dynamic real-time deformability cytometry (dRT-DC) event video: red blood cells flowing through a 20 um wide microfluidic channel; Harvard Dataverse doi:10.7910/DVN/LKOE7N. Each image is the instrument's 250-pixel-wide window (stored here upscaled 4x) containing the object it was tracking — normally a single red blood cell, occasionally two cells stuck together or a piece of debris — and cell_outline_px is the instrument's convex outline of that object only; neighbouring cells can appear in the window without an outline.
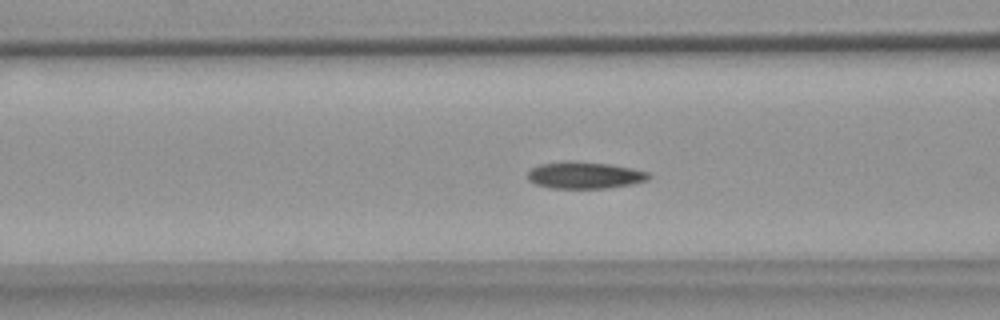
{"species": "common noctule bat (a hibernating species)", "species_latin": "Nyctalus noctula", "temperature_condition": "warm", "stored_images_in_passage": 55, "camera_frame_rate_fps": 3000, "um_per_image_px": 0.085, "animal": {"sex": "female", "body_mass_g": 18.4}, "frame": {"image": 1, "passage_image": 20, "time_ms": 6.333, "image_size_px": [1000, 320], "cell_outline_px": [[652, 176], [648, 180], [632, 184], [608, 188], [552, 188], [536, 184], [528, 180], [528, 172], [532, 168], [540, 164], [568, 160], [576, 160], [612, 164], [632, 168], [648, 172]], "centroid_in_image_um": [49.72, 14.88], "position_along_channel_um": 116.9, "area_um2": 19.19}}
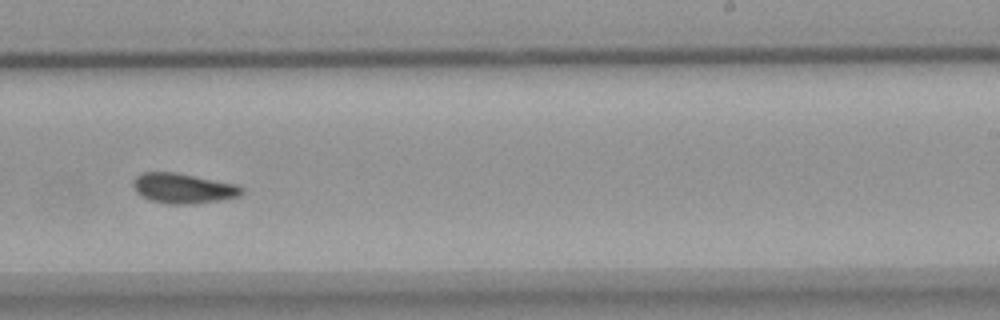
{"frame": {"image": 2, "passage_image": 33, "time_ms": 10.667, "image_size_px": [1000, 320], "cell_outline_px": [[244, 192], [240, 196], [192, 204], [168, 204], [148, 200], [136, 192], [132, 184], [132, 180], [140, 172], [176, 172], [236, 184], [244, 188]], "centroid_in_image_um": [15.53, 16.0], "position_along_channel_um": 273.5, "area_um2": 19.13}}
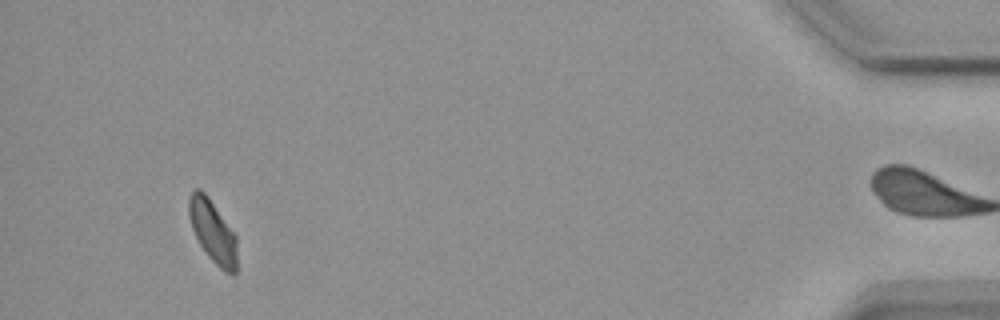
{"frame": {"image": 3, "passage_image": 51, "time_ms": 16.667, "image_size_px": [1000, 320], "cell_outline_px": [[236, 272], [232, 276], [224, 272], [208, 256], [200, 244], [192, 228], [188, 216], [188, 196], [196, 188], [200, 188], [208, 196], [236, 236]], "centroid_in_image_um": [18.07, 19.67], "position_along_channel_um": 417.1, "area_um2": 17.46}, "authors_computed_cell_mechanics": {"area_um2": 18.6694, "velocity_mm_per_s": 3.6305, "shape_relaxation_time_tau1_ms": null, "shape_relaxation_time_tau2_ms": 10.4055, "deformation_change_tau1": null, "deformation_change_tau2": 0.1528}}